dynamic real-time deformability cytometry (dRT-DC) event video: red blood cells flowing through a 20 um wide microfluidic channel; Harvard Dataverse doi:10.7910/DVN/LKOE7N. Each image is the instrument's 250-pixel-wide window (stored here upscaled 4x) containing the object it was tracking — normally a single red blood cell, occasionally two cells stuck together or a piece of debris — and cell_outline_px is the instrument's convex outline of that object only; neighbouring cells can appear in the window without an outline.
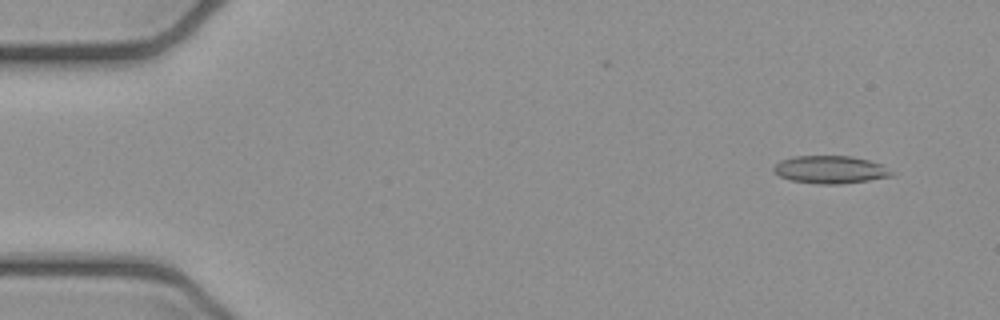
{"species": "common noctule bat (a hibernating species)", "species_latin": "Nyctalus noctula", "temperature_condition": "cold", "stored_images_in_passage": 4, "camera_frame_rate_fps": 3000, "um_per_image_px": 0.085, "animal": {"sex": "female", "body_mass_g": 21.9}, "frame": {"image": 1, "passage_image": 1, "time_ms": 0.0, "image_size_px": [1000, 320], "cell_outline_px": [[896, 176], [840, 184], [820, 184], [792, 180], [780, 176], [772, 168], [780, 160], [792, 156], [852, 156], [868, 160], [880, 164], [896, 172]], "centroid_in_image_um": [70.63, 14.41], "position_along_channel_um": 14.4, "area_um2": 19.07}}
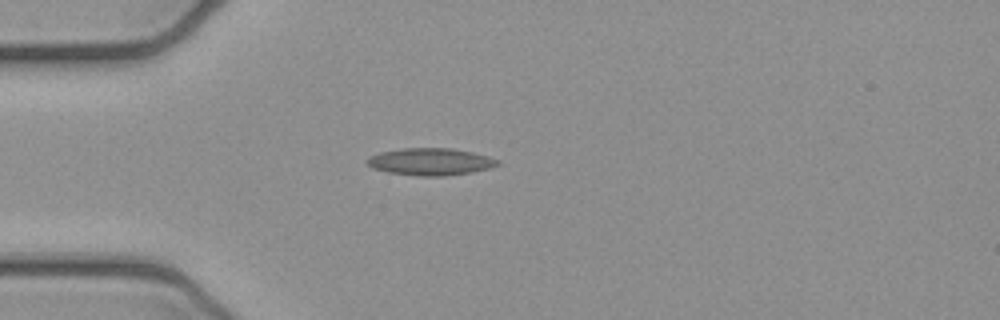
{"frame": {"image": 2, "passage_image": 4, "time_ms": 1.0, "image_size_px": [1000, 320], "cell_outline_px": [[500, 164], [488, 168], [472, 172], [444, 176], [416, 176], [388, 172], [372, 168], [364, 160], [368, 156], [380, 152], [400, 148], [452, 148], [472, 152], [488, 156], [500, 160]], "centroid_in_image_um": [36.56, 13.74], "position_along_channel_um": 48.4, "area_um2": 20.81}}